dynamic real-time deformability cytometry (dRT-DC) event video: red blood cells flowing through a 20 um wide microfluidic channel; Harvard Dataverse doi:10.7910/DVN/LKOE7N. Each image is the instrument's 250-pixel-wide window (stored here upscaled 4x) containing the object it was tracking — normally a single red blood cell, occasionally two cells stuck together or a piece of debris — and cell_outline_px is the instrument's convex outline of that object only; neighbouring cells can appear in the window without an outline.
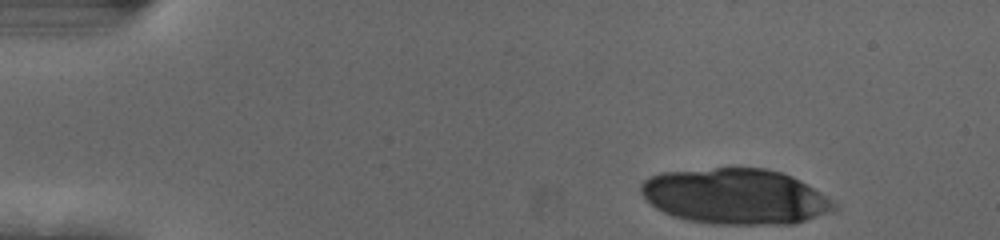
{"species": "human", "species_latin": "Homo sapiens", "temperature_condition": "cold", "stored_images_in_passage": 18, "camera_frame_rate_fps": 3000, "um_per_image_px": 0.085, "donor": {"sex": "female"}, "frame": {"image": 1, "passage_image": 1, "time_ms": 0.0, "image_size_px": [1000, 240], "cell_outline_px": [[836, 208], [804, 220], [792, 224], [716, 224], [688, 220], [672, 216], [656, 208], [640, 192], [640, 184], [648, 176], [660, 172], [716, 168], [764, 168], [780, 172], [792, 176], [808, 184], [820, 192], [836, 204]], "centroid_in_image_um": [62.45, 16.68], "position_along_channel_um": 22.5, "area_um2": 62.19}}